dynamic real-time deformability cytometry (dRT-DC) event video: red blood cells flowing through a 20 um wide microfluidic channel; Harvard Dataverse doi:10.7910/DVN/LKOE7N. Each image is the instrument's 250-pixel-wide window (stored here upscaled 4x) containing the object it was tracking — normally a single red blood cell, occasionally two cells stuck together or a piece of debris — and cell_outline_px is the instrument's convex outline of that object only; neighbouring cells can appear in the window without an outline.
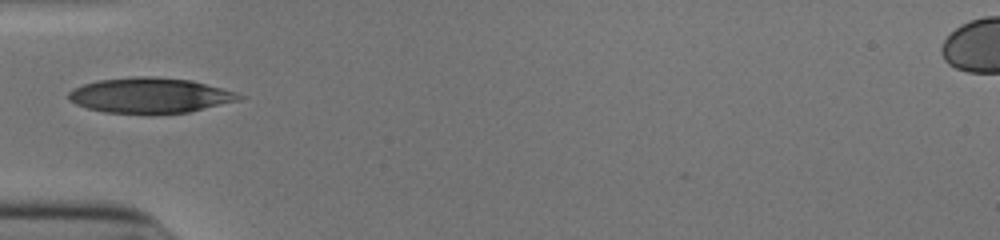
{"species": "human", "species_latin": "Homo sapiens", "temperature_condition": "cold", "stored_images_in_passage": 15, "camera_frame_rate_fps": 3000, "um_per_image_px": 0.085, "donor": {"sex": "male"}, "frame": {"image": 1, "passage_image": 1, "time_ms": 0.0, "image_size_px": [1000, 240], "cell_outline_px": [[244, 96], [240, 100], [188, 112], [148, 116], [104, 112], [88, 108], [76, 104], [68, 96], [68, 92], [84, 84], [100, 80], [132, 76], [152, 76], [192, 80], [236, 92]], "centroid_in_image_um": [12.77, 8.13], "position_along_channel_um": 72.2, "area_um2": 35.55}}
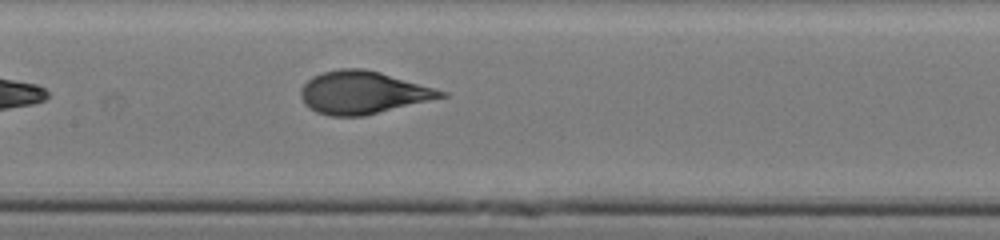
{"frame": {"image": 2, "passage_image": 9, "time_ms": 2.667, "image_size_px": [1000, 240], "cell_outline_px": [[448, 96], [364, 116], [332, 116], [316, 112], [304, 104], [300, 96], [300, 88], [312, 76], [324, 72], [340, 68], [364, 68], [380, 72], [448, 92]], "centroid_in_image_um": [30.82, 7.87], "position_along_channel_um": 176.6, "area_um2": 34.8}}
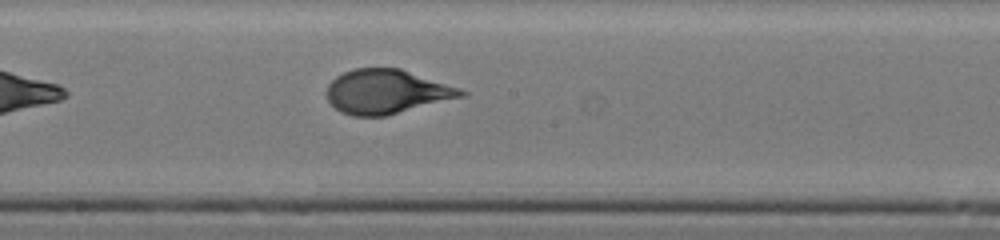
{"frame": {"image": 3, "passage_image": 12, "time_ms": 3.667, "image_size_px": [1000, 240], "cell_outline_px": [[468, 96], [384, 116], [352, 116], [340, 112], [328, 100], [328, 84], [336, 76], [344, 72], [356, 68], [400, 68], [460, 88], [468, 92]], "centroid_in_image_um": [32.9, 7.8], "position_along_channel_um": 215.3, "area_um2": 34.62}}